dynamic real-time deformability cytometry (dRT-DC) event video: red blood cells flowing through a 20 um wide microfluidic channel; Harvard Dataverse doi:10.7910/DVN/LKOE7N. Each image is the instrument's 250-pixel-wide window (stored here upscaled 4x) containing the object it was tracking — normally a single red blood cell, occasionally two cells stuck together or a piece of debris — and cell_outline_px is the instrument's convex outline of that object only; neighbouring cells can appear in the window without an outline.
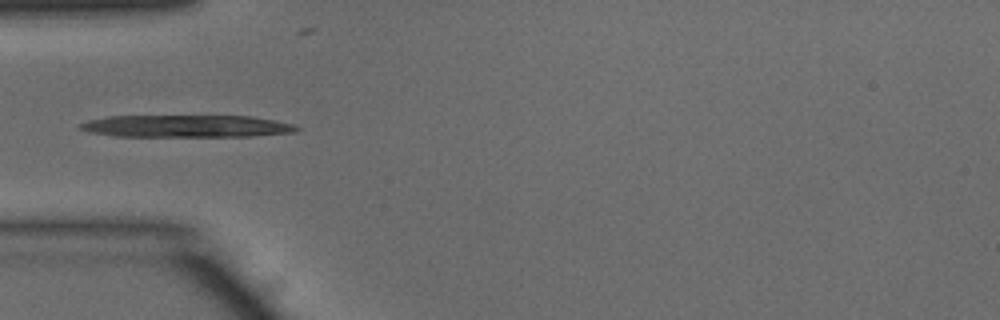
{"species": "common noctule bat (a hibernating species)", "species_latin": "Nyctalus noctula", "temperature_condition": "warm", "stored_images_in_passage": 40, "camera_frame_rate_fps": 3000, "um_per_image_px": 0.085, "animal": {"sex": "male", "body_mass_g": 15.6}, "frame": {"image": 1, "passage_image": 6, "time_ms": 1.667, "image_size_px": [1000, 320], "cell_outline_px": [[300, 128], [296, 132], [252, 136], [116, 136], [88, 132], [80, 128], [76, 124], [88, 120], [108, 116], [252, 116], [276, 120], [292, 124]], "centroid_in_image_um": [15.83, 10.72], "position_along_channel_um": 69.2, "area_um2": 28.09}}
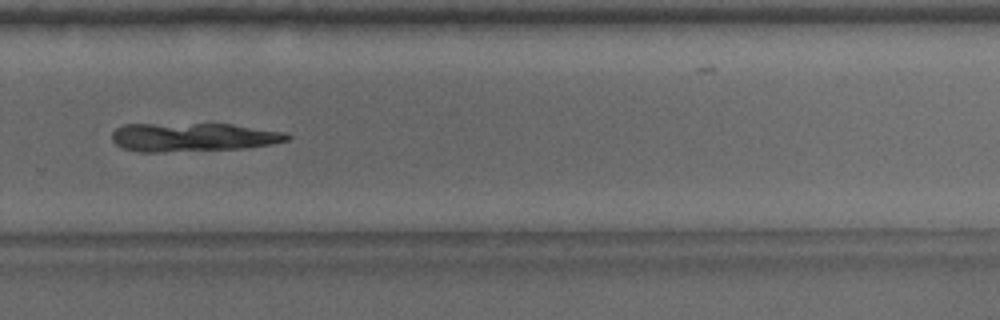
{"frame": {"image": 2, "passage_image": 24, "time_ms": 7.667, "image_size_px": [1000, 320], "cell_outline_px": [[292, 136], [288, 140], [272, 144], [244, 148], [164, 152], [140, 152], [124, 148], [116, 144], [112, 140], [112, 132], [116, 128], [124, 124], [232, 124], [288, 132]], "centroid_in_image_um": [16.44, 11.65], "position_along_channel_um": 313.4, "area_um2": 29.42}}
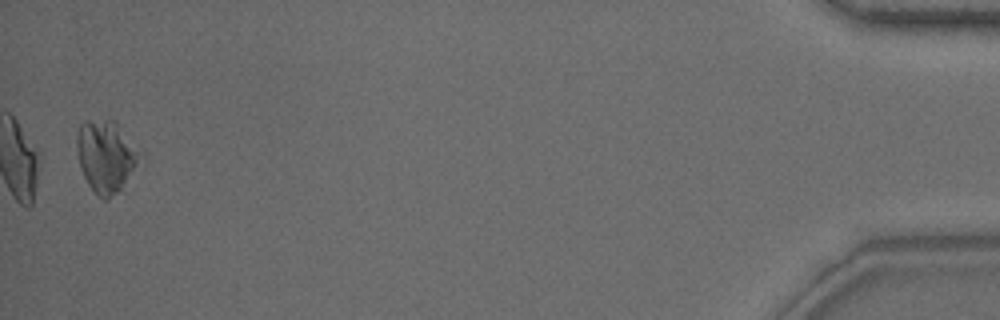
{"frame": {"image": 3, "passage_image": 39, "time_ms": 12.667, "image_size_px": [1000, 320], "cell_outline_px": [[144, 156], [120, 188], [108, 200], [104, 200], [88, 184], [80, 168], [76, 144], [76, 136], [80, 124], [84, 120], [112, 120], [116, 124]], "centroid_in_image_um": [8.98, 13.26], "position_along_channel_um": 426.2, "area_um2": 25.89}}